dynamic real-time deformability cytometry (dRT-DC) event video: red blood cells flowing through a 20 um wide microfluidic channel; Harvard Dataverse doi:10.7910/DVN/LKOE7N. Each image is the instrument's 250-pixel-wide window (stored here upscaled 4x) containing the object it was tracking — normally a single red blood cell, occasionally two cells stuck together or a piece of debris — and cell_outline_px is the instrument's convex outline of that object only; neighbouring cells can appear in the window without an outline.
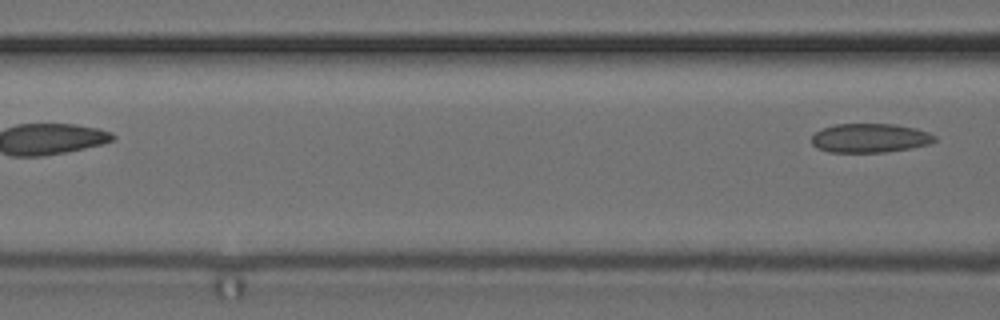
{"species": "common noctule bat (a hibernating species)", "species_latin": "Nyctalus noctula", "temperature_condition": "cold", "stored_images_in_passage": 4, "camera_frame_rate_fps": 3000, "um_per_image_px": 0.085, "animal": {"sex": "female", "body_mass_g": 24.6, "forearm_length_mm": 56.2}, "frame": {"image": 1, "passage_image": 4, "time_ms": 3.667, "image_size_px": [1000, 320], "cell_outline_px": [[936, 140], [928, 144], [912, 148], [884, 152], [828, 152], [816, 148], [812, 144], [812, 136], [816, 132], [824, 128], [836, 124], [896, 124], [916, 128], [928, 132], [936, 136]], "centroid_in_image_um": [73.95, 11.73], "position_along_channel_um": 92.6, "area_um2": 20.87}}